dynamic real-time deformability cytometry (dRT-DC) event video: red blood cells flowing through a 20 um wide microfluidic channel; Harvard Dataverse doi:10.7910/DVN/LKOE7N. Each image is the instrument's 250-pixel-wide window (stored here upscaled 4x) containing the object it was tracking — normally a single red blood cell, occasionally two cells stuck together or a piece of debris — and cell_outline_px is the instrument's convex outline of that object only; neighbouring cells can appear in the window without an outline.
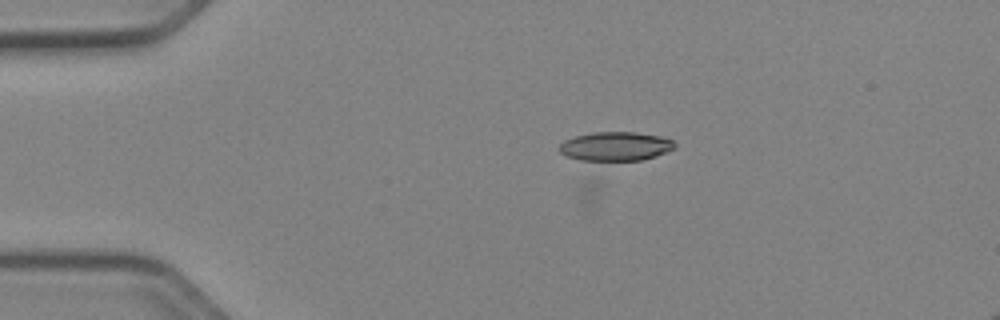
{"species": "Egyptian fruit bat (a non-hibernating species)", "species_latin": "Rousettus aegyptiacus", "temperature_condition": "cold", "stored_images_in_passage": 9, "camera_frame_rate_fps": 3000, "um_per_image_px": 0.085, "animal": {"sex": "female"}, "frame": {"image": 1, "passage_image": 9, "time_ms": 2.667, "image_size_px": [1000, 320], "cell_outline_px": [[676, 148], [656, 156], [640, 160], [580, 160], [568, 156], [560, 152], [560, 144], [564, 140], [576, 136], [592, 132], [636, 132], [660, 136], [672, 140], [676, 144]], "centroid_in_image_um": [52.35, 12.43], "position_along_channel_um": 32.7, "area_um2": 19.36}}